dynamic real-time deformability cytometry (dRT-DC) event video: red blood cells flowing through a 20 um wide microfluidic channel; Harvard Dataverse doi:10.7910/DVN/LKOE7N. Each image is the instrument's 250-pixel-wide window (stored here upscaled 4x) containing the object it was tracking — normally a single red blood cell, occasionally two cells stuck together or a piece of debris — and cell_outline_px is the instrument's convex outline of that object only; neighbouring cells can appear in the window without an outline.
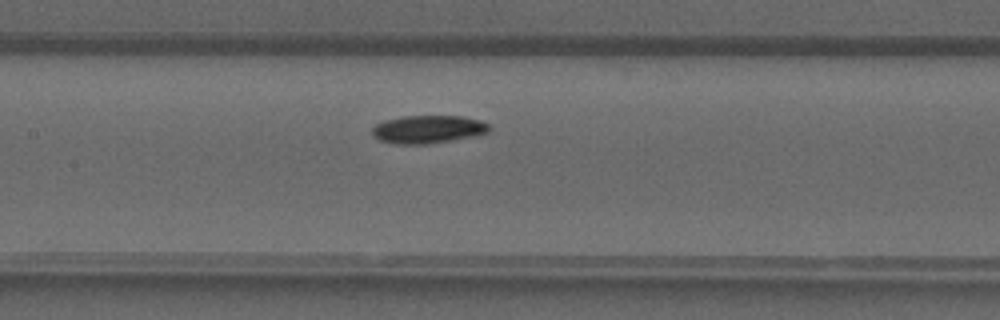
{"species": "common noctule bat (a hibernating species)", "species_latin": "Nyctalus noctula", "temperature_condition": "warm", "stored_images_in_passage": 35, "camera_frame_rate_fps": 3000, "um_per_image_px": 0.085, "animal": {"sex": "male", "forearm_length_mm": 52.5}, "frame": {"image": 1, "passage_image": 14, "time_ms": 4.333, "image_size_px": [1000, 320], "cell_outline_px": [[492, 128], [488, 132], [476, 136], [428, 144], [392, 144], [380, 140], [372, 136], [372, 128], [376, 124], [384, 120], [404, 116], [464, 116], [480, 120], [488, 124]], "centroid_in_image_um": [36.39, 10.99], "position_along_channel_um": 171.0, "area_um2": 19.31}}
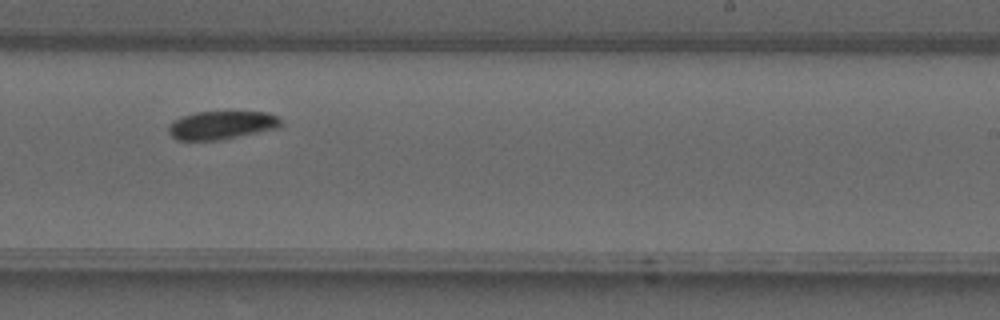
{"frame": {"image": 2, "passage_image": 20, "time_ms": 6.333, "image_size_px": [1000, 320], "cell_outline_px": [[284, 120], [280, 128], [224, 140], [176, 140], [168, 132], [168, 124], [180, 116], [196, 112], [268, 112], [280, 116]], "centroid_in_image_um": [18.89, 10.64], "position_along_channel_um": 270.1, "area_um2": 19.07}}
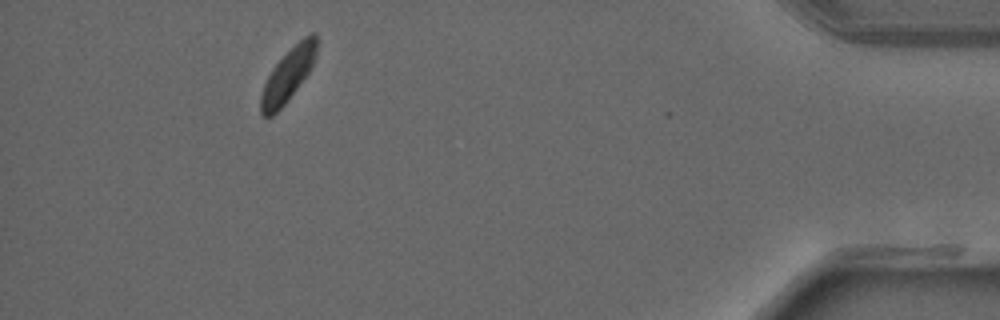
{"frame": {"image": 3, "passage_image": 32, "time_ms": 10.333, "image_size_px": [1000, 320], "cell_outline_px": [[316, 56], [308, 72], [284, 104], [272, 116], [264, 116], [260, 112], [260, 96], [264, 84], [272, 68], [304, 36], [312, 32], [316, 32]], "centroid_in_image_um": [24.46, 6.37], "position_along_channel_um": 410.7, "area_um2": 16.59}}